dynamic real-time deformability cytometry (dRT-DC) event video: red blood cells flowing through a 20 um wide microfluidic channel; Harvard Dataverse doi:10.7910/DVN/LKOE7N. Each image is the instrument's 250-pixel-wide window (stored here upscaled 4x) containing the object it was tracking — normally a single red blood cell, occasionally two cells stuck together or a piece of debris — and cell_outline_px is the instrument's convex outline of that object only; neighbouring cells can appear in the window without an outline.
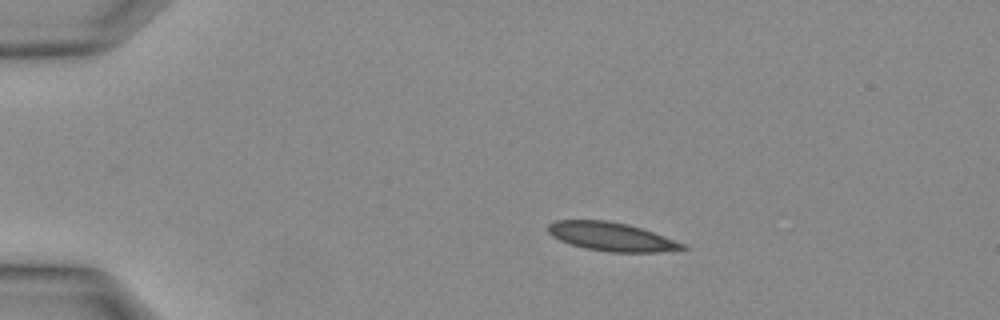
{"species": "Egyptian fruit bat (a non-hibernating species)", "species_latin": "Rousettus aegyptiacus", "temperature_condition": "warm", "stored_images_in_passage": 15, "camera_frame_rate_fps": 3000, "um_per_image_px": 0.085, "animal": {"sex": "female"}, "frame": {"image": 1, "passage_image": 3, "time_ms": 0.667, "image_size_px": [1000, 320], "cell_outline_px": [[688, 248], [660, 252], [612, 252], [584, 248], [560, 240], [552, 236], [548, 232], [548, 224], [556, 220], [604, 220], [628, 224], [688, 244]], "centroid_in_image_um": [51.99, 20.12], "position_along_channel_um": 33.0, "area_um2": 22.31}}
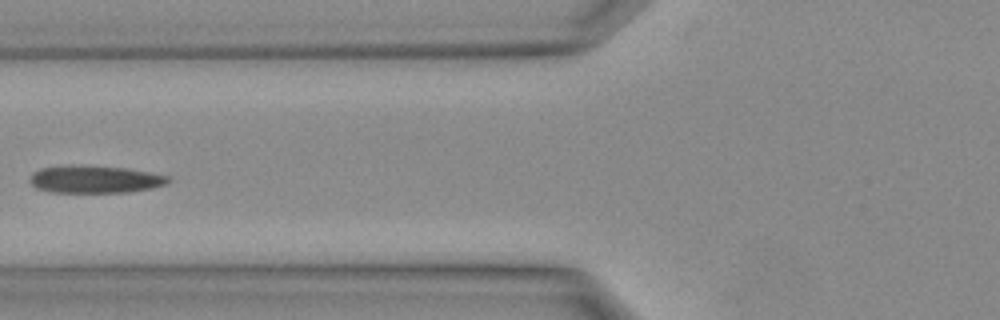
{"frame": {"image": 2, "passage_image": 10, "time_ms": 3.0, "image_size_px": [1000, 320], "cell_outline_px": [[172, 180], [168, 184], [152, 188], [128, 192], [52, 192], [36, 188], [28, 180], [32, 172], [40, 168], [64, 164], [72, 164], [128, 168], [168, 176]], "centroid_in_image_um": [8.04, 15.22], "position_along_channel_um": 117.8, "area_um2": 22.54}}
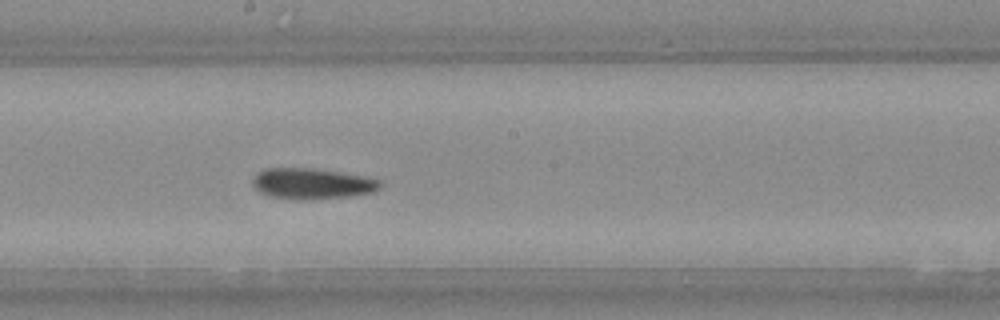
{"frame": {"image": 3, "passage_image": 15, "time_ms": 4.667, "image_size_px": [1000, 320], "cell_outline_px": [[380, 188], [372, 192], [348, 196], [272, 196], [260, 192], [252, 184], [252, 180], [256, 172], [264, 168], [312, 168], [360, 176], [380, 180]], "centroid_in_image_um": [26.47, 15.54], "position_along_channel_um": 221.7, "area_um2": 21.39}}